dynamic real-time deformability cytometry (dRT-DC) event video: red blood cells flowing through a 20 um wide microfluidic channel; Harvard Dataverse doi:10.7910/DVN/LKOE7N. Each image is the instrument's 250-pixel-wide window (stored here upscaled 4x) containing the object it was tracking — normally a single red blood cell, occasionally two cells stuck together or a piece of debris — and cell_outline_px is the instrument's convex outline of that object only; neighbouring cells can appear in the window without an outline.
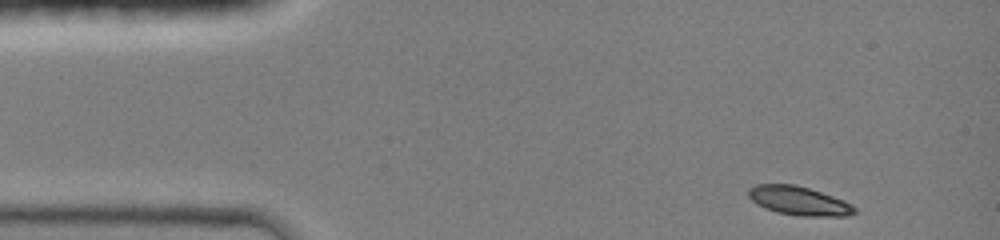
{"species": "common noctule bat (a hibernating species)", "species_latin": "Nyctalus noctula", "temperature_condition": "room temperature", "stored_images_in_passage": 13, "camera_frame_rate_fps": 3000, "um_per_image_px": 0.085, "animal": {"sex": "female", "body_mass_g": 19.0, "forearm_length_mm": 51.5}, "frame": {"image": 1, "passage_image": 1, "time_ms": 0.0, "image_size_px": [1000, 240], "cell_outline_px": [[856, 212], [848, 216], [796, 216], [776, 212], [764, 208], [756, 204], [748, 196], [748, 188], [756, 184], [792, 184], [808, 188], [844, 200], [852, 204], [856, 208]], "centroid_in_image_um": [67.89, 17.08], "position_along_channel_um": 17.1, "area_um2": 17.92}}
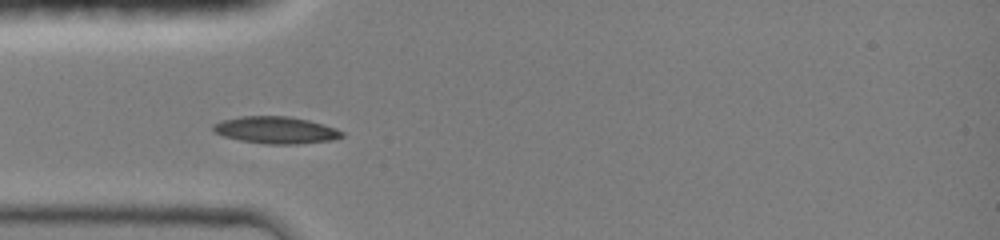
{"frame": {"image": 2, "passage_image": 8, "time_ms": 2.333, "image_size_px": [1000, 240], "cell_outline_px": [[344, 136], [332, 140], [296, 144], [268, 144], [240, 140], [224, 136], [216, 132], [212, 128], [212, 124], [220, 120], [240, 116], [288, 116], [308, 120], [336, 128], [344, 132]], "centroid_in_image_um": [23.44, 11.05], "position_along_channel_um": 61.6, "area_um2": 20.23}}
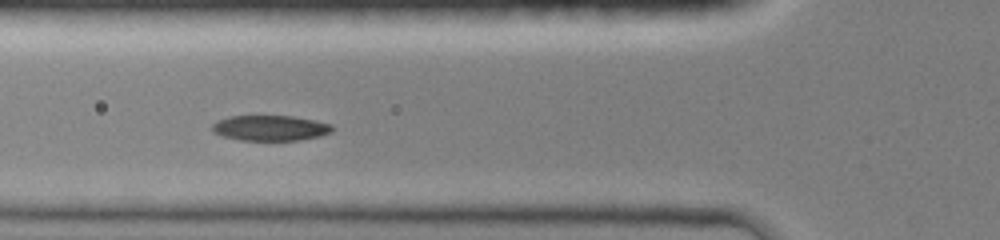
{"frame": {"image": 3, "passage_image": 11, "time_ms": 3.333, "image_size_px": [1000, 240], "cell_outline_px": [[332, 132], [320, 136], [296, 140], [240, 140], [224, 136], [212, 132], [212, 124], [216, 120], [228, 116], [292, 116], [316, 120], [332, 124]], "centroid_in_image_um": [22.96, 10.87], "position_along_channel_um": 102.8, "area_um2": 17.8}}